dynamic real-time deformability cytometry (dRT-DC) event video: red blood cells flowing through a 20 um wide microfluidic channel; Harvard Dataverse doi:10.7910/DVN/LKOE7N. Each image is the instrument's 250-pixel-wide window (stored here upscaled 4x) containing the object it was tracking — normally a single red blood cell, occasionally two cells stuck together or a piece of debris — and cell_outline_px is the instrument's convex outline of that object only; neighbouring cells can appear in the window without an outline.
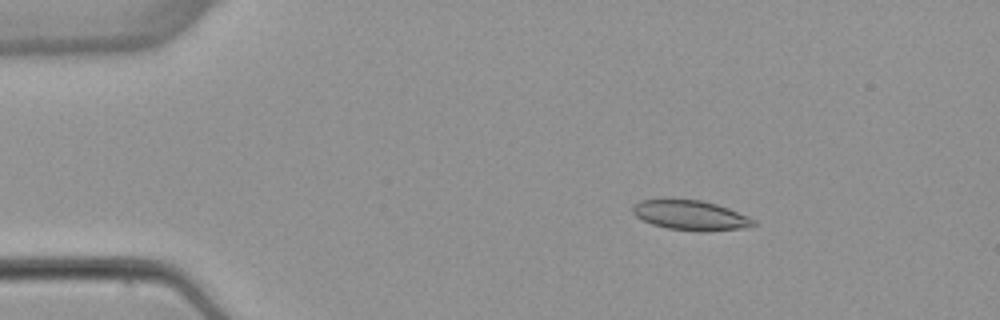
{"species": "common noctule bat (a hibernating species)", "species_latin": "Nyctalus noctula", "temperature_condition": "warm", "stored_images_in_passage": 6, "camera_frame_rate_fps": 3000, "um_per_image_px": 0.085, "animal": {"sex": "female", "body_mass_g": 22.7, "forearm_length_mm": 54.2}, "frame": {"image": 1, "passage_image": 2, "time_ms": 1.333, "image_size_px": [1000, 320], "cell_outline_px": [[756, 224], [740, 228], [704, 232], [696, 232], [668, 228], [652, 224], [636, 216], [632, 212], [632, 208], [640, 200], [660, 196], [704, 200], [728, 208], [748, 216], [756, 220]], "centroid_in_image_um": [58.64, 18.25], "position_along_channel_um": 26.4, "area_um2": 21.68}}
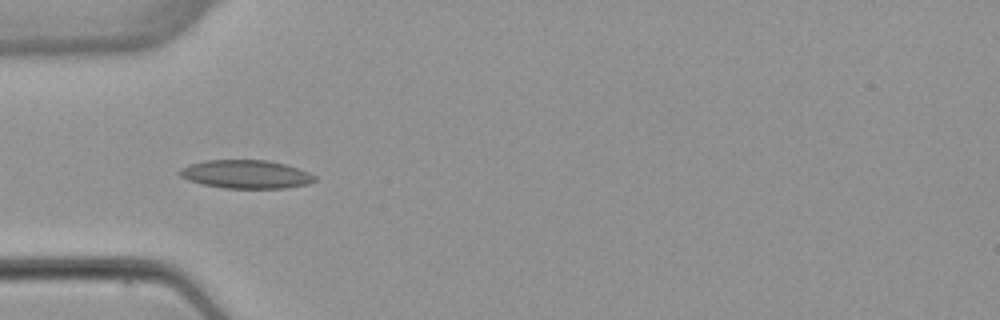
{"frame": {"image": 2, "passage_image": 4, "time_ms": 4.0, "image_size_px": [1000, 320], "cell_outline_px": [[316, 180], [308, 184], [284, 188], [224, 188], [200, 184], [188, 180], [180, 176], [176, 172], [180, 168], [188, 164], [204, 160], [268, 160], [284, 164], [308, 172], [316, 176]], "centroid_in_image_um": [20.84, 14.81], "position_along_channel_um": 64.2, "area_um2": 22.48}}
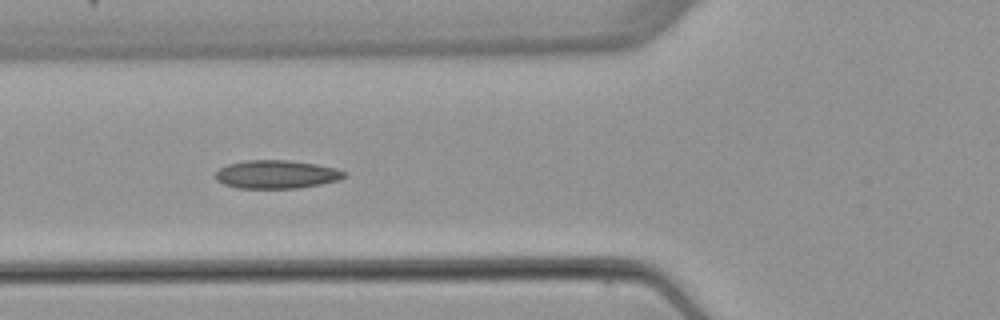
{"frame": {"image": 3, "passage_image": 5, "time_ms": 5.0, "image_size_px": [1000, 320], "cell_outline_px": [[348, 176], [340, 180], [320, 184], [296, 188], [236, 188], [224, 184], [216, 180], [212, 176], [220, 168], [228, 164], [244, 160], [288, 160], [316, 164], [336, 168], [348, 172]], "centroid_in_image_um": [23.51, 14.82], "position_along_channel_um": 102.3, "area_um2": 21.5}}